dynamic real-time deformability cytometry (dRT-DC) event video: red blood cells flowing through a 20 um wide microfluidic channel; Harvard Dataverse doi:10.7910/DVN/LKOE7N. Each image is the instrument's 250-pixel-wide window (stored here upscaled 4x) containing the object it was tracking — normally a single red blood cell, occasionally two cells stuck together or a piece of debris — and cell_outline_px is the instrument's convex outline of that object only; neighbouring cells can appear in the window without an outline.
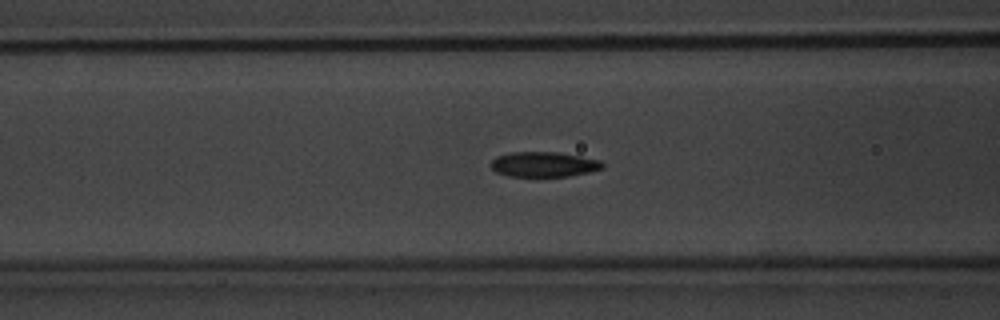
{"species": "common noctule bat (a hibernating species)", "species_latin": "Nyctalus noctula", "temperature_condition": "warm", "stored_images_in_passage": 43, "camera_frame_rate_fps": 3000, "um_per_image_px": 0.085, "animal": {"sex": "male", "body_mass_g": 20.1, "forearm_length_mm": 53.5}, "frame": {"image": 1, "passage_image": 8, "time_ms": 2.333, "image_size_px": [1000, 320], "cell_outline_px": [[604, 168], [588, 172], [568, 176], [536, 180], [508, 176], [496, 172], [492, 168], [492, 160], [496, 156], [512, 152], [556, 152], [580, 156], [600, 160], [604, 164]], "centroid_in_image_um": [46.2, 14.02], "position_along_channel_um": 120.4, "area_um2": 17.05}}
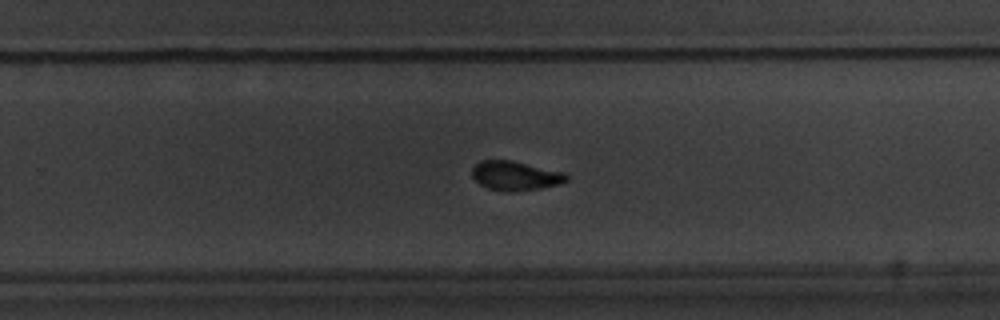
{"frame": {"image": 2, "passage_image": 22, "time_ms": 7.0, "image_size_px": [1000, 320], "cell_outline_px": [[568, 180], [560, 184], [540, 188], [512, 192], [508, 192], [488, 188], [480, 184], [472, 176], [472, 168], [480, 160], [512, 160], [564, 172], [568, 176]], "centroid_in_image_um": [43.81, 14.93], "position_along_channel_um": 286.0, "area_um2": 16.13}}
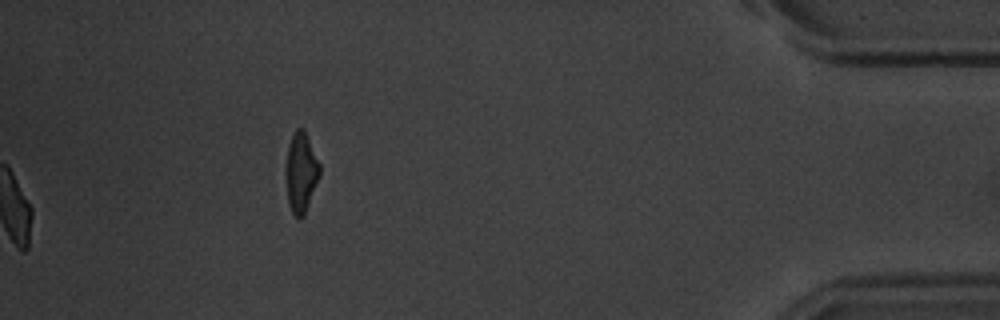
{"frame": {"image": 3, "passage_image": 43, "time_ms": 14.0, "image_size_px": [1000, 320], "cell_outline_px": [[320, 176], [304, 216], [296, 216], [292, 212], [288, 204], [284, 172], [288, 144], [296, 128], [304, 128], [320, 164]], "centroid_in_image_um": [25.57, 14.64], "position_along_channel_um": 409.6, "area_um2": 16.07}, "authors_computed_cell_mechanics": {"area_um2": 16.5308, "velocity_mm_per_s": 3.5534, "shape_relaxation_time_tau1_ms": 2.4402, "shape_relaxation_time_tau2_ms": 2.2703, "deformation_change_tau1": 0.1247, "deformation_change_tau2": 0.0638}}